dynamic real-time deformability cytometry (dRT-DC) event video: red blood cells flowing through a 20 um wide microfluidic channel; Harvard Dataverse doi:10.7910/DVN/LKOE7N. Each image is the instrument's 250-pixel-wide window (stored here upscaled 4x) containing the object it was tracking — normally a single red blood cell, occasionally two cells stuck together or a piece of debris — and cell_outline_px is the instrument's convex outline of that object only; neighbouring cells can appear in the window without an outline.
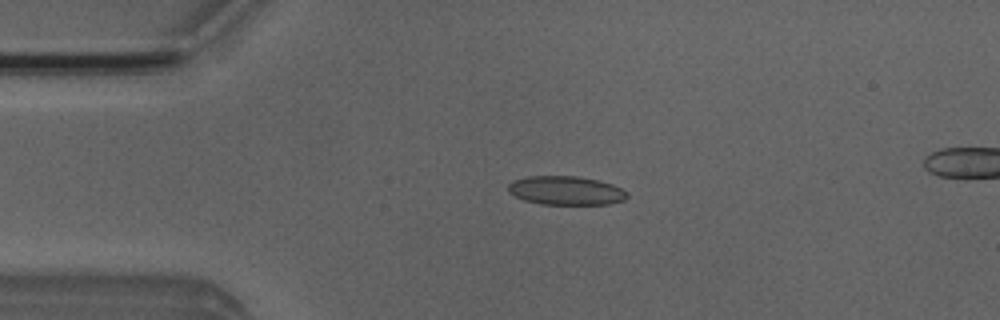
{"species": "Egyptian fruit bat (a non-hibernating species)", "species_latin": "Rousettus aegyptiacus", "temperature_condition": "room temperature", "stored_images_in_passage": 3, "camera_frame_rate_fps": 3000, "um_per_image_px": 0.085, "animal": {"sex": "male"}, "frame": {"image": 1, "passage_image": 2, "time_ms": 1.0, "image_size_px": [1000, 320], "cell_outline_px": [[628, 196], [624, 200], [608, 204], [540, 204], [524, 200], [508, 192], [508, 184], [512, 180], [528, 176], [576, 176], [596, 180], [612, 184], [628, 192]], "centroid_in_image_um": [48.08, 16.19], "position_along_channel_um": 36.9, "area_um2": 19.94}}